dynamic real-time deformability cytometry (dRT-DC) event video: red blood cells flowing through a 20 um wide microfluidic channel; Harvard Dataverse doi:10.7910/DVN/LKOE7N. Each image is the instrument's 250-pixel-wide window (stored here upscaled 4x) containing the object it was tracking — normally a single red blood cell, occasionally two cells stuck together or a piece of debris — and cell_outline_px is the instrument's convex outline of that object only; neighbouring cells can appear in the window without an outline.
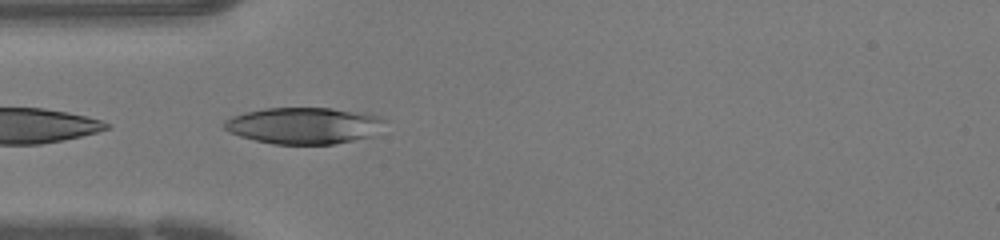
{"species": "human", "species_latin": "Homo sapiens", "temperature_condition": "warm", "stored_images_in_passage": 29, "camera_frame_rate_fps": 3000, "um_per_image_px": 0.085, "donor": {"sex": "female"}, "frame": {"image": 1, "passage_image": 1, "time_ms": 0.0, "image_size_px": [1000, 240], "cell_outline_px": [[384, 120], [376, 136], [336, 144], [276, 144], [256, 140], [240, 136], [228, 132], [224, 128], [224, 120], [232, 116], [244, 112], [264, 108], [332, 108], [364, 112], [380, 116]], "centroid_in_image_um": [25.86, 10.67], "position_along_channel_um": 59.1, "area_um2": 34.45}}
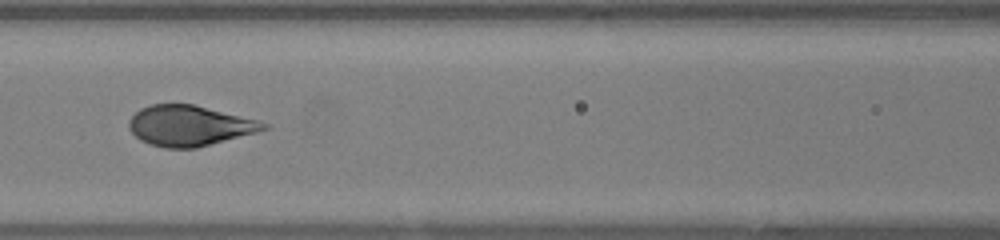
{"frame": {"image": 2, "passage_image": 7, "time_ms": 2.0, "image_size_px": [1000, 240], "cell_outline_px": [[272, 128], [196, 148], [164, 148], [140, 140], [128, 128], [128, 120], [140, 108], [152, 104], [192, 104], [260, 120], [268, 124]], "centroid_in_image_um": [16.12, 10.68], "position_along_channel_um": 150.5, "area_um2": 31.73}}
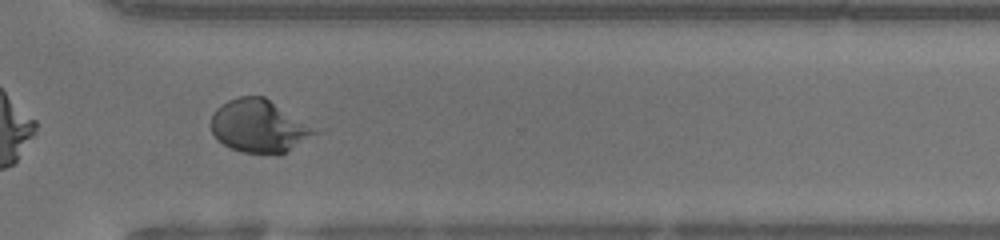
{"frame": {"image": 3, "passage_image": 20, "time_ms": 6.333, "image_size_px": [1000, 240], "cell_outline_px": [[320, 132], [280, 156], [276, 156], [240, 152], [224, 144], [212, 132], [212, 116], [216, 108], [228, 100], [240, 96], [264, 96]], "centroid_in_image_um": [22.02, 10.75], "position_along_channel_um": 348.6, "area_um2": 31.73}}